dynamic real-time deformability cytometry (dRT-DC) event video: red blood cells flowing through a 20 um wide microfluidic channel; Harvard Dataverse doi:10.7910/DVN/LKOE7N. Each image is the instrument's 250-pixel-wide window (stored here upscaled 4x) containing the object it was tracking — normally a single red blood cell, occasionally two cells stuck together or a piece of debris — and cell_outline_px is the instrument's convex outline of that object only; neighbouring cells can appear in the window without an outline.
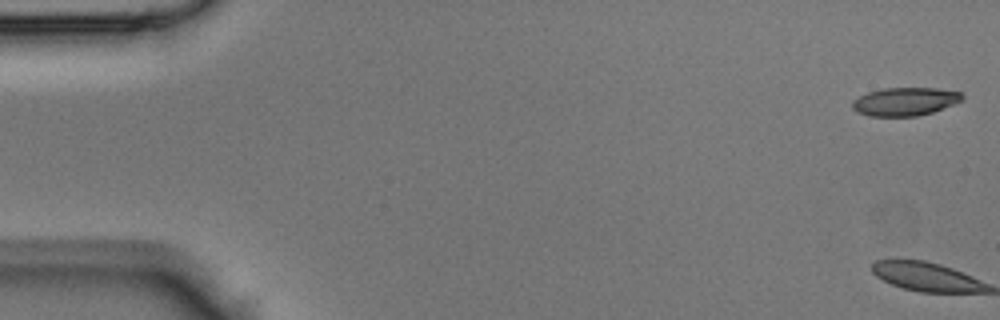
{"species": "Egyptian fruit bat (a non-hibernating species)", "species_latin": "Rousettus aegyptiacus", "temperature_condition": "room temperature", "stored_images_in_passage": 16, "camera_frame_rate_fps": 3000, "um_per_image_px": 0.085, "animal": {"sex": "male"}, "frame": {"image": 1, "passage_image": 1, "time_ms": 0.0, "image_size_px": [1000, 320], "cell_outline_px": [[964, 96], [960, 100], [952, 104], [932, 112], [916, 116], [868, 116], [856, 112], [852, 108], [852, 100], [868, 92], [884, 88], [936, 88], [960, 92]], "centroid_in_image_um": [76.87, 8.63], "position_along_channel_um": 8.1, "area_um2": 17.92}}